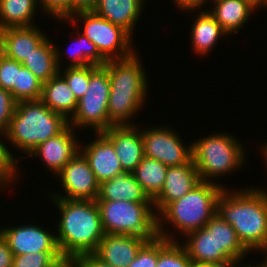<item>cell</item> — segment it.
Here are the masks:
<instances>
[{"instance_id": "obj_6", "label": "cell", "mask_w": 267, "mask_h": 267, "mask_svg": "<svg viewBox=\"0 0 267 267\" xmlns=\"http://www.w3.org/2000/svg\"><path fill=\"white\" fill-rule=\"evenodd\" d=\"M192 161L202 181L215 183L217 177L246 166L245 148L230 133L220 132L191 142ZM235 170V171H234Z\"/></svg>"}, {"instance_id": "obj_38", "label": "cell", "mask_w": 267, "mask_h": 267, "mask_svg": "<svg viewBox=\"0 0 267 267\" xmlns=\"http://www.w3.org/2000/svg\"><path fill=\"white\" fill-rule=\"evenodd\" d=\"M16 103L12 93L0 87V132L3 134L8 129Z\"/></svg>"}, {"instance_id": "obj_15", "label": "cell", "mask_w": 267, "mask_h": 267, "mask_svg": "<svg viewBox=\"0 0 267 267\" xmlns=\"http://www.w3.org/2000/svg\"><path fill=\"white\" fill-rule=\"evenodd\" d=\"M94 134V141L80 144V152L87 159L97 181L101 183L124 174L112 142L102 132Z\"/></svg>"}, {"instance_id": "obj_19", "label": "cell", "mask_w": 267, "mask_h": 267, "mask_svg": "<svg viewBox=\"0 0 267 267\" xmlns=\"http://www.w3.org/2000/svg\"><path fill=\"white\" fill-rule=\"evenodd\" d=\"M182 242L192 263H231L223 253L216 252L215 215L201 229L192 231L185 236Z\"/></svg>"}, {"instance_id": "obj_33", "label": "cell", "mask_w": 267, "mask_h": 267, "mask_svg": "<svg viewBox=\"0 0 267 267\" xmlns=\"http://www.w3.org/2000/svg\"><path fill=\"white\" fill-rule=\"evenodd\" d=\"M65 262L60 251H41L14 256L13 267H60Z\"/></svg>"}, {"instance_id": "obj_3", "label": "cell", "mask_w": 267, "mask_h": 267, "mask_svg": "<svg viewBox=\"0 0 267 267\" xmlns=\"http://www.w3.org/2000/svg\"><path fill=\"white\" fill-rule=\"evenodd\" d=\"M139 57L135 52L125 59L109 60L103 66L110 79L108 117L114 125H134V117L145 106L149 80Z\"/></svg>"}, {"instance_id": "obj_22", "label": "cell", "mask_w": 267, "mask_h": 267, "mask_svg": "<svg viewBox=\"0 0 267 267\" xmlns=\"http://www.w3.org/2000/svg\"><path fill=\"white\" fill-rule=\"evenodd\" d=\"M199 11L191 25L190 40L193 53L204 57L215 48L220 39L228 37V34L207 10Z\"/></svg>"}, {"instance_id": "obj_5", "label": "cell", "mask_w": 267, "mask_h": 267, "mask_svg": "<svg viewBox=\"0 0 267 267\" xmlns=\"http://www.w3.org/2000/svg\"><path fill=\"white\" fill-rule=\"evenodd\" d=\"M68 120L55 113L40 99L16 103L13 117L5 132L6 144L22 151L26 157L41 143L60 134Z\"/></svg>"}, {"instance_id": "obj_45", "label": "cell", "mask_w": 267, "mask_h": 267, "mask_svg": "<svg viewBox=\"0 0 267 267\" xmlns=\"http://www.w3.org/2000/svg\"><path fill=\"white\" fill-rule=\"evenodd\" d=\"M191 267H230V263H192Z\"/></svg>"}, {"instance_id": "obj_30", "label": "cell", "mask_w": 267, "mask_h": 267, "mask_svg": "<svg viewBox=\"0 0 267 267\" xmlns=\"http://www.w3.org/2000/svg\"><path fill=\"white\" fill-rule=\"evenodd\" d=\"M180 241H168L158 236V260L156 267H191L192 260L189 258L185 247Z\"/></svg>"}, {"instance_id": "obj_36", "label": "cell", "mask_w": 267, "mask_h": 267, "mask_svg": "<svg viewBox=\"0 0 267 267\" xmlns=\"http://www.w3.org/2000/svg\"><path fill=\"white\" fill-rule=\"evenodd\" d=\"M38 2L45 15L47 13L60 23L72 16V0H38Z\"/></svg>"}, {"instance_id": "obj_12", "label": "cell", "mask_w": 267, "mask_h": 267, "mask_svg": "<svg viewBox=\"0 0 267 267\" xmlns=\"http://www.w3.org/2000/svg\"><path fill=\"white\" fill-rule=\"evenodd\" d=\"M35 223L3 227L0 232L5 237L9 249L14 256L41 251H60L56 232ZM39 225V226H38Z\"/></svg>"}, {"instance_id": "obj_42", "label": "cell", "mask_w": 267, "mask_h": 267, "mask_svg": "<svg viewBox=\"0 0 267 267\" xmlns=\"http://www.w3.org/2000/svg\"><path fill=\"white\" fill-rule=\"evenodd\" d=\"M98 0H72V15L82 11H93Z\"/></svg>"}, {"instance_id": "obj_1", "label": "cell", "mask_w": 267, "mask_h": 267, "mask_svg": "<svg viewBox=\"0 0 267 267\" xmlns=\"http://www.w3.org/2000/svg\"><path fill=\"white\" fill-rule=\"evenodd\" d=\"M246 188L232 191L226 186L217 198L216 214L232 226L243 246L255 253L267 248V190Z\"/></svg>"}, {"instance_id": "obj_44", "label": "cell", "mask_w": 267, "mask_h": 267, "mask_svg": "<svg viewBox=\"0 0 267 267\" xmlns=\"http://www.w3.org/2000/svg\"><path fill=\"white\" fill-rule=\"evenodd\" d=\"M242 261L244 262V260H239V261H233V262H231L230 263V267H265L264 266V263L262 262V260H261V262L258 264V262H257V264H254V265H252V264H250L249 263V265L247 264V262H245V264H243L242 263ZM244 266H243V265ZM256 265V266H255Z\"/></svg>"}, {"instance_id": "obj_48", "label": "cell", "mask_w": 267, "mask_h": 267, "mask_svg": "<svg viewBox=\"0 0 267 267\" xmlns=\"http://www.w3.org/2000/svg\"><path fill=\"white\" fill-rule=\"evenodd\" d=\"M71 264V261H66L60 267H68Z\"/></svg>"}, {"instance_id": "obj_18", "label": "cell", "mask_w": 267, "mask_h": 267, "mask_svg": "<svg viewBox=\"0 0 267 267\" xmlns=\"http://www.w3.org/2000/svg\"><path fill=\"white\" fill-rule=\"evenodd\" d=\"M146 242L134 235L105 234L94 254L113 267H128Z\"/></svg>"}, {"instance_id": "obj_40", "label": "cell", "mask_w": 267, "mask_h": 267, "mask_svg": "<svg viewBox=\"0 0 267 267\" xmlns=\"http://www.w3.org/2000/svg\"><path fill=\"white\" fill-rule=\"evenodd\" d=\"M13 258L14 255L8 247L5 237L0 232V267H13Z\"/></svg>"}, {"instance_id": "obj_26", "label": "cell", "mask_w": 267, "mask_h": 267, "mask_svg": "<svg viewBox=\"0 0 267 267\" xmlns=\"http://www.w3.org/2000/svg\"><path fill=\"white\" fill-rule=\"evenodd\" d=\"M38 0H0V30L34 26Z\"/></svg>"}, {"instance_id": "obj_16", "label": "cell", "mask_w": 267, "mask_h": 267, "mask_svg": "<svg viewBox=\"0 0 267 267\" xmlns=\"http://www.w3.org/2000/svg\"><path fill=\"white\" fill-rule=\"evenodd\" d=\"M202 182L192 159L183 165L167 169L160 194L153 200L158 215L170 202L183 197Z\"/></svg>"}, {"instance_id": "obj_8", "label": "cell", "mask_w": 267, "mask_h": 267, "mask_svg": "<svg viewBox=\"0 0 267 267\" xmlns=\"http://www.w3.org/2000/svg\"><path fill=\"white\" fill-rule=\"evenodd\" d=\"M110 79L103 66L89 65L87 92L78 100L77 108L68 124L76 130L82 128L102 132L114 124L108 117Z\"/></svg>"}, {"instance_id": "obj_25", "label": "cell", "mask_w": 267, "mask_h": 267, "mask_svg": "<svg viewBox=\"0 0 267 267\" xmlns=\"http://www.w3.org/2000/svg\"><path fill=\"white\" fill-rule=\"evenodd\" d=\"M212 5L211 10L208 9L207 11L221 25L228 36L243 30L244 25L251 18L250 15L256 12L244 0H218Z\"/></svg>"}, {"instance_id": "obj_20", "label": "cell", "mask_w": 267, "mask_h": 267, "mask_svg": "<svg viewBox=\"0 0 267 267\" xmlns=\"http://www.w3.org/2000/svg\"><path fill=\"white\" fill-rule=\"evenodd\" d=\"M144 6V0H98L93 11L114 25L122 27L133 37Z\"/></svg>"}, {"instance_id": "obj_17", "label": "cell", "mask_w": 267, "mask_h": 267, "mask_svg": "<svg viewBox=\"0 0 267 267\" xmlns=\"http://www.w3.org/2000/svg\"><path fill=\"white\" fill-rule=\"evenodd\" d=\"M38 25L0 30L1 53L22 63L47 37Z\"/></svg>"}, {"instance_id": "obj_28", "label": "cell", "mask_w": 267, "mask_h": 267, "mask_svg": "<svg viewBox=\"0 0 267 267\" xmlns=\"http://www.w3.org/2000/svg\"><path fill=\"white\" fill-rule=\"evenodd\" d=\"M216 252H223L232 262L248 257V250L238 239L232 226L215 214Z\"/></svg>"}, {"instance_id": "obj_37", "label": "cell", "mask_w": 267, "mask_h": 267, "mask_svg": "<svg viewBox=\"0 0 267 267\" xmlns=\"http://www.w3.org/2000/svg\"><path fill=\"white\" fill-rule=\"evenodd\" d=\"M158 260V237L147 241L128 267H156Z\"/></svg>"}, {"instance_id": "obj_2", "label": "cell", "mask_w": 267, "mask_h": 267, "mask_svg": "<svg viewBox=\"0 0 267 267\" xmlns=\"http://www.w3.org/2000/svg\"><path fill=\"white\" fill-rule=\"evenodd\" d=\"M59 210L56 239L66 261L94 253L105 235L95 200L49 198Z\"/></svg>"}, {"instance_id": "obj_32", "label": "cell", "mask_w": 267, "mask_h": 267, "mask_svg": "<svg viewBox=\"0 0 267 267\" xmlns=\"http://www.w3.org/2000/svg\"><path fill=\"white\" fill-rule=\"evenodd\" d=\"M2 136V138H1ZM5 135L0 132V190L5 189L7 186L10 188L18 180L19 163L24 156H20L17 159L13 155L11 148L8 149V145L5 144ZM4 141H3V140ZM18 172V173H17ZM16 180V181H15Z\"/></svg>"}, {"instance_id": "obj_27", "label": "cell", "mask_w": 267, "mask_h": 267, "mask_svg": "<svg viewBox=\"0 0 267 267\" xmlns=\"http://www.w3.org/2000/svg\"><path fill=\"white\" fill-rule=\"evenodd\" d=\"M167 169L163 163L144 156L132 174L153 201L162 190Z\"/></svg>"}, {"instance_id": "obj_21", "label": "cell", "mask_w": 267, "mask_h": 267, "mask_svg": "<svg viewBox=\"0 0 267 267\" xmlns=\"http://www.w3.org/2000/svg\"><path fill=\"white\" fill-rule=\"evenodd\" d=\"M66 55L59 46L46 38L26 59L22 66L28 68L42 83L56 76L61 69L62 58Z\"/></svg>"}, {"instance_id": "obj_35", "label": "cell", "mask_w": 267, "mask_h": 267, "mask_svg": "<svg viewBox=\"0 0 267 267\" xmlns=\"http://www.w3.org/2000/svg\"><path fill=\"white\" fill-rule=\"evenodd\" d=\"M22 63L0 54V87L10 91L14 98V85H17L18 71Z\"/></svg>"}, {"instance_id": "obj_13", "label": "cell", "mask_w": 267, "mask_h": 267, "mask_svg": "<svg viewBox=\"0 0 267 267\" xmlns=\"http://www.w3.org/2000/svg\"><path fill=\"white\" fill-rule=\"evenodd\" d=\"M76 133L77 130L68 125L57 136L39 144L28 156L40 157L47 169L57 175L80 151L82 142L77 138Z\"/></svg>"}, {"instance_id": "obj_43", "label": "cell", "mask_w": 267, "mask_h": 267, "mask_svg": "<svg viewBox=\"0 0 267 267\" xmlns=\"http://www.w3.org/2000/svg\"><path fill=\"white\" fill-rule=\"evenodd\" d=\"M255 10L259 11V8L267 9V0H244Z\"/></svg>"}, {"instance_id": "obj_29", "label": "cell", "mask_w": 267, "mask_h": 267, "mask_svg": "<svg viewBox=\"0 0 267 267\" xmlns=\"http://www.w3.org/2000/svg\"><path fill=\"white\" fill-rule=\"evenodd\" d=\"M77 37H74L73 43L75 48L70 49L67 56L70 58L71 63H67L66 67H82L86 65L104 66L107 60L99 53L96 45L91 42L83 33L78 29ZM77 44V45H76ZM73 45V44H72Z\"/></svg>"}, {"instance_id": "obj_14", "label": "cell", "mask_w": 267, "mask_h": 267, "mask_svg": "<svg viewBox=\"0 0 267 267\" xmlns=\"http://www.w3.org/2000/svg\"><path fill=\"white\" fill-rule=\"evenodd\" d=\"M102 133L112 142L121 167L132 173L144 157L141 128L134 125H113Z\"/></svg>"}, {"instance_id": "obj_39", "label": "cell", "mask_w": 267, "mask_h": 267, "mask_svg": "<svg viewBox=\"0 0 267 267\" xmlns=\"http://www.w3.org/2000/svg\"><path fill=\"white\" fill-rule=\"evenodd\" d=\"M74 267H113L99 259L94 253L84 254L71 261Z\"/></svg>"}, {"instance_id": "obj_11", "label": "cell", "mask_w": 267, "mask_h": 267, "mask_svg": "<svg viewBox=\"0 0 267 267\" xmlns=\"http://www.w3.org/2000/svg\"><path fill=\"white\" fill-rule=\"evenodd\" d=\"M65 194L52 192L50 198L69 200H96L100 183L87 159L79 151L56 175Z\"/></svg>"}, {"instance_id": "obj_23", "label": "cell", "mask_w": 267, "mask_h": 267, "mask_svg": "<svg viewBox=\"0 0 267 267\" xmlns=\"http://www.w3.org/2000/svg\"><path fill=\"white\" fill-rule=\"evenodd\" d=\"M153 202L132 173H124L100 183L95 201Z\"/></svg>"}, {"instance_id": "obj_31", "label": "cell", "mask_w": 267, "mask_h": 267, "mask_svg": "<svg viewBox=\"0 0 267 267\" xmlns=\"http://www.w3.org/2000/svg\"><path fill=\"white\" fill-rule=\"evenodd\" d=\"M42 95V82L26 67L18 71L17 85H14L16 102L39 100Z\"/></svg>"}, {"instance_id": "obj_46", "label": "cell", "mask_w": 267, "mask_h": 267, "mask_svg": "<svg viewBox=\"0 0 267 267\" xmlns=\"http://www.w3.org/2000/svg\"><path fill=\"white\" fill-rule=\"evenodd\" d=\"M261 146H262V148H260L261 154H263V156H264L263 158L265 159L264 162H265V164L267 166V142L265 141V143L262 144Z\"/></svg>"}, {"instance_id": "obj_47", "label": "cell", "mask_w": 267, "mask_h": 267, "mask_svg": "<svg viewBox=\"0 0 267 267\" xmlns=\"http://www.w3.org/2000/svg\"><path fill=\"white\" fill-rule=\"evenodd\" d=\"M262 254H265L266 256H264L265 258H262L263 259V263H264V266L267 267V248L266 249H263L262 251Z\"/></svg>"}, {"instance_id": "obj_49", "label": "cell", "mask_w": 267, "mask_h": 267, "mask_svg": "<svg viewBox=\"0 0 267 267\" xmlns=\"http://www.w3.org/2000/svg\"><path fill=\"white\" fill-rule=\"evenodd\" d=\"M215 1H218V0H204V6H206V4L208 5V2H215Z\"/></svg>"}, {"instance_id": "obj_4", "label": "cell", "mask_w": 267, "mask_h": 267, "mask_svg": "<svg viewBox=\"0 0 267 267\" xmlns=\"http://www.w3.org/2000/svg\"><path fill=\"white\" fill-rule=\"evenodd\" d=\"M224 188L219 182L202 181L183 197L170 202L158 214L159 237L168 241L179 240L174 233L165 229L166 223L184 238L188 233L204 227L216 214L217 198Z\"/></svg>"}, {"instance_id": "obj_34", "label": "cell", "mask_w": 267, "mask_h": 267, "mask_svg": "<svg viewBox=\"0 0 267 267\" xmlns=\"http://www.w3.org/2000/svg\"><path fill=\"white\" fill-rule=\"evenodd\" d=\"M59 74L66 80L77 101L87 92L89 85V65L82 67H63Z\"/></svg>"}, {"instance_id": "obj_7", "label": "cell", "mask_w": 267, "mask_h": 267, "mask_svg": "<svg viewBox=\"0 0 267 267\" xmlns=\"http://www.w3.org/2000/svg\"><path fill=\"white\" fill-rule=\"evenodd\" d=\"M105 234L134 235L147 241L158 237L153 202L96 201Z\"/></svg>"}, {"instance_id": "obj_9", "label": "cell", "mask_w": 267, "mask_h": 267, "mask_svg": "<svg viewBox=\"0 0 267 267\" xmlns=\"http://www.w3.org/2000/svg\"><path fill=\"white\" fill-rule=\"evenodd\" d=\"M82 22V32L93 42L99 53L107 60L125 59L137 52L133 46V37L122 27L114 25L94 11L74 13L62 22H71L75 26ZM81 20V21H80ZM135 49V50H134Z\"/></svg>"}, {"instance_id": "obj_10", "label": "cell", "mask_w": 267, "mask_h": 267, "mask_svg": "<svg viewBox=\"0 0 267 267\" xmlns=\"http://www.w3.org/2000/svg\"><path fill=\"white\" fill-rule=\"evenodd\" d=\"M141 134L145 157L155 159L168 167L183 165L192 159L191 142L188 145L184 143L171 126L143 128Z\"/></svg>"}, {"instance_id": "obj_41", "label": "cell", "mask_w": 267, "mask_h": 267, "mask_svg": "<svg viewBox=\"0 0 267 267\" xmlns=\"http://www.w3.org/2000/svg\"><path fill=\"white\" fill-rule=\"evenodd\" d=\"M176 7L179 8L181 11H186V13H189L191 11L195 12L199 9H202L204 6V0H173Z\"/></svg>"}, {"instance_id": "obj_24", "label": "cell", "mask_w": 267, "mask_h": 267, "mask_svg": "<svg viewBox=\"0 0 267 267\" xmlns=\"http://www.w3.org/2000/svg\"><path fill=\"white\" fill-rule=\"evenodd\" d=\"M40 100L68 121L75 113L78 104L73 91L59 73L47 82L42 83Z\"/></svg>"}]
</instances>
